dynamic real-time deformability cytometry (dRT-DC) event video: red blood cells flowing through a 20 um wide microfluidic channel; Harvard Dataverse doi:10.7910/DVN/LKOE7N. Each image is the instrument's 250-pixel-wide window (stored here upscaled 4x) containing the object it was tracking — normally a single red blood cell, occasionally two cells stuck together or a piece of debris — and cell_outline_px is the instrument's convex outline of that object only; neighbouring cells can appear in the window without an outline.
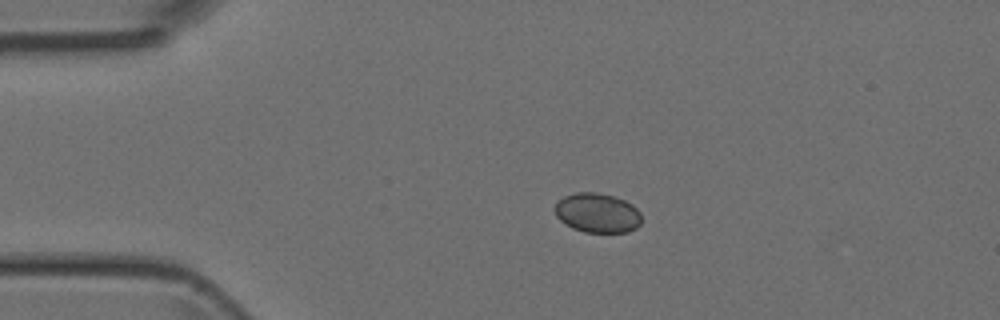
{"species": "Egyptian fruit bat (a non-hibernating species)", "species_latin": "Rousettus aegyptiacus", "temperature_condition": "room temperature", "stored_images_in_passage": 39, "camera_frame_rate_fps": 3000, "um_per_image_px": 0.085, "animal": {"sex": "female"}, "frame": {"image": 1, "passage_image": 1, "time_ms": 0.0, "image_size_px": [1000, 320], "cell_outline_px": [[640, 224], [636, 228], [628, 232], [584, 232], [572, 228], [560, 220], [556, 216], [556, 204], [564, 196], [576, 192], [592, 192], [612, 196], [624, 200], [632, 204], [640, 212]], "centroid_in_image_um": [50.78, 18.11], "position_along_channel_um": 34.2, "area_um2": 19.77}}
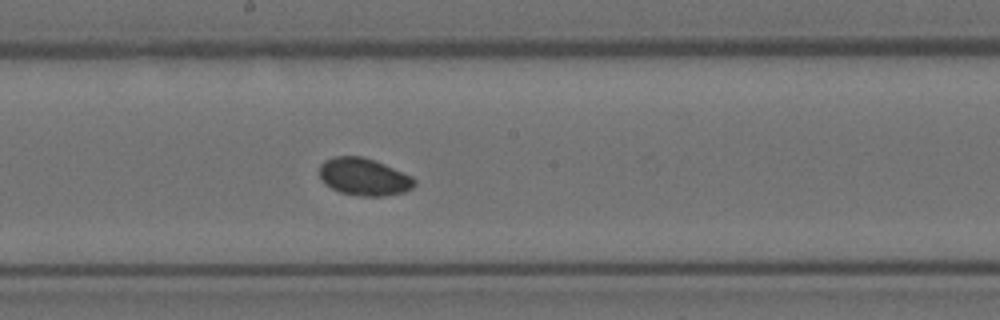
{"frame": {"image": 2, "passage_image": 17, "time_ms": 5.333, "image_size_px": [1000, 320], "cell_outline_px": [[416, 184], [412, 188], [404, 192], [384, 196], [356, 196], [340, 192], [324, 184], [320, 176], [320, 164], [324, 160], [332, 156], [364, 156], [384, 164], [412, 176], [416, 180]], "centroid_in_image_um": [30.92, 15.03], "position_along_channel_um": 217.3, "area_um2": 20.87}}
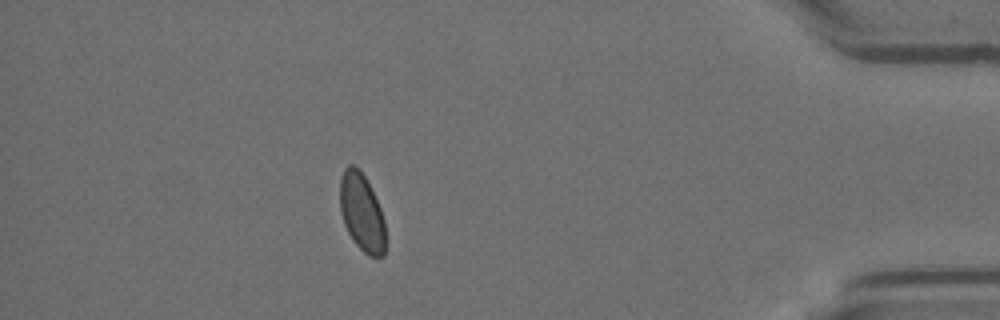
{"frame": {"image": 3, "passage_image": 34, "time_ms": 11.0, "image_size_px": [1000, 320], "cell_outline_px": [[384, 256], [368, 256], [352, 240], [344, 224], [340, 212], [340, 176], [344, 168], [348, 164], [352, 164], [364, 176], [380, 208], [384, 220]], "centroid_in_image_um": [30.71, 18.06], "position_along_channel_um": 404.5, "area_um2": 20.35}}